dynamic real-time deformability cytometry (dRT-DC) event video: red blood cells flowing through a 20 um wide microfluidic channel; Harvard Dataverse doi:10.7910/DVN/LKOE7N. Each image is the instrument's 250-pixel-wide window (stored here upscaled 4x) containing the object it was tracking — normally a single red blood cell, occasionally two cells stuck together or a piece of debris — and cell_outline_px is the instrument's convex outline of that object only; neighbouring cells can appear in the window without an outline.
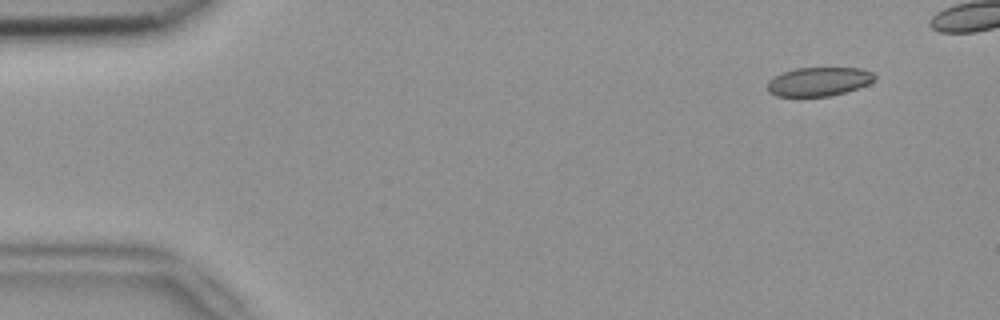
{"species": "common noctule bat (a hibernating species)", "species_latin": "Nyctalus noctula", "temperature_condition": "room temperature", "stored_images_in_passage": 6, "camera_frame_rate_fps": 3000, "um_per_image_px": 0.085, "animal": {"sex": "female", "body_mass_g": 18.4}, "frame": {"image": 1, "passage_image": 2, "time_ms": 0.333, "image_size_px": [1000, 320], "cell_outline_px": [[876, 80], [868, 84], [844, 92], [828, 96], [776, 96], [768, 92], [768, 80], [784, 72], [796, 68], [860, 68], [872, 72], [876, 76]], "centroid_in_image_um": [69.6, 6.93], "position_along_channel_um": 15.4, "area_um2": 17.86}}